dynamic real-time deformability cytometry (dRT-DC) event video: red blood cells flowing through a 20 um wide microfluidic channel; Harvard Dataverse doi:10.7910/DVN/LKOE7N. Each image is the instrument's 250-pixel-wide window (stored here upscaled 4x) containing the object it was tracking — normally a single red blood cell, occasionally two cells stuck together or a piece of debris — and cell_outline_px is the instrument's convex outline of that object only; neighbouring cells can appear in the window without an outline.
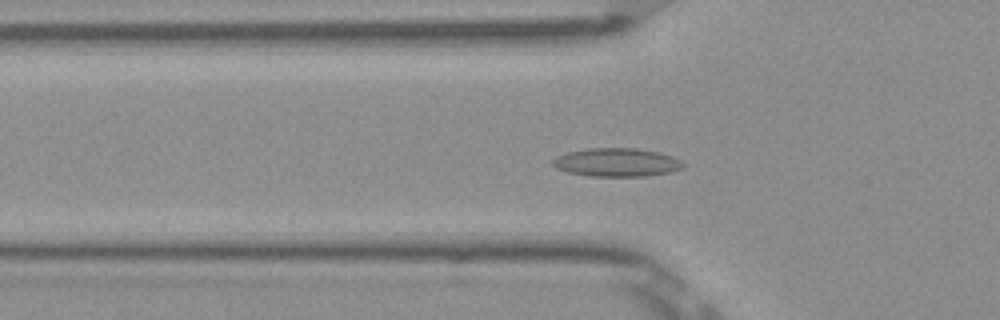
{"species": "Egyptian fruit bat (a non-hibernating species)", "species_latin": "Rousettus aegyptiacus", "temperature_condition": "room temperature", "stored_images_in_passage": 48, "camera_frame_rate_fps": 3000, "um_per_image_px": 0.085, "frame": {"image": 1, "passage_image": 13, "time_ms": 4.0, "image_size_px": [1000, 320], "cell_outline_px": [[684, 168], [672, 172], [644, 176], [588, 176], [568, 172], [556, 168], [552, 164], [552, 160], [556, 156], [568, 152], [588, 148], [636, 148], [660, 152], [672, 156], [680, 160], [684, 164]], "centroid_in_image_um": [52.43, 13.8], "position_along_channel_um": 73.4, "area_um2": 21.73}}
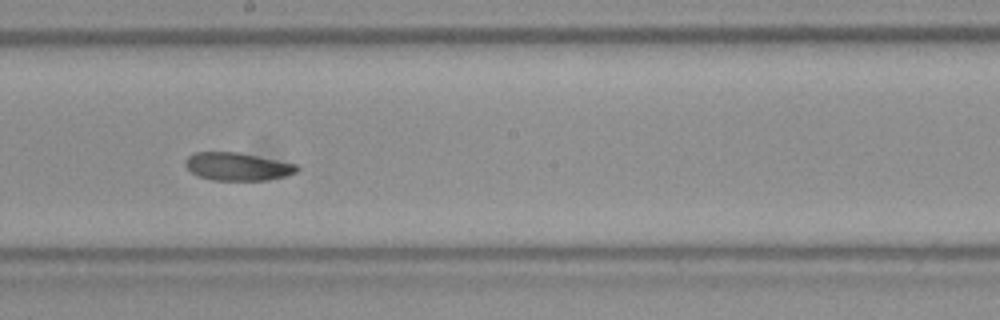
{"frame": {"image": 2, "passage_image": 25, "time_ms": 8.0, "image_size_px": [1000, 320], "cell_outline_px": [[300, 168], [296, 172], [284, 176], [264, 180], [212, 180], [200, 176], [192, 172], [184, 164], [184, 160], [192, 152], [240, 152], [296, 164]], "centroid_in_image_um": [20.16, 14.14], "position_along_channel_um": 228.0, "area_um2": 18.09}}
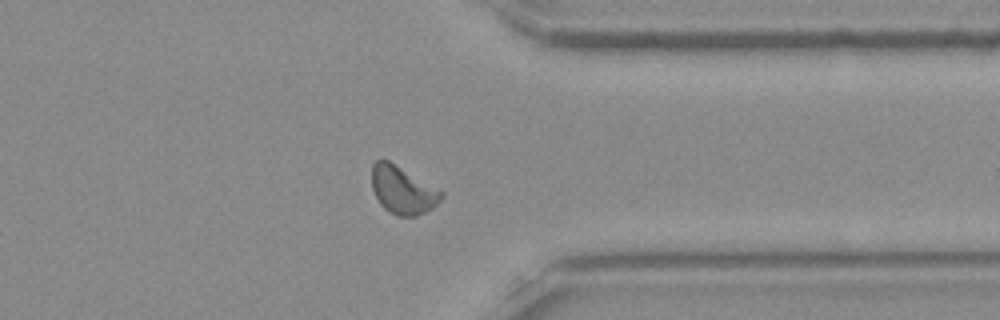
{"frame": {"image": 3, "passage_image": 37, "time_ms": 12.0, "image_size_px": [1000, 320], "cell_outline_px": [[444, 196], [432, 208], [416, 216], [396, 216], [388, 212], [380, 204], [372, 188], [372, 164], [376, 160], [388, 160], [444, 192]], "centroid_in_image_um": [34.21, 16.17], "position_along_channel_um": 377.2, "area_um2": 19.19}, "authors_computed_cell_mechanics": {"area_um2": 19.1318, "velocity_mm_per_s": 3.8417, "shape_relaxation_time_tau1_ms": null, "shape_relaxation_time_tau2_ms": 7.389, "deformation_change_tau1": null, "deformation_change_tau2": 0.1114}}